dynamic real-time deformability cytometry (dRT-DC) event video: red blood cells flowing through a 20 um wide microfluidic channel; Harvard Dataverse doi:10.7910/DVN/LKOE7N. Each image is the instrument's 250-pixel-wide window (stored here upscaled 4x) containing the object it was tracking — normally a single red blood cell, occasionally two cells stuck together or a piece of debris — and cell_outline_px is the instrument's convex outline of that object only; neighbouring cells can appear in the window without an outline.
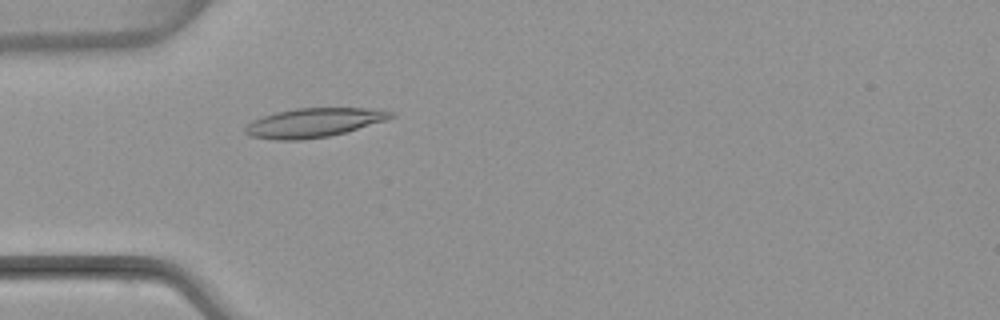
{"species": "common noctule bat (a hibernating species)", "species_latin": "Nyctalus noctula", "temperature_condition": "warm", "stored_images_in_passage": 4, "camera_frame_rate_fps": 3000, "um_per_image_px": 0.085, "animal": {"sex": "female", "body_mass_g": 22.7, "forearm_length_mm": 54.2}, "frame": {"image": 1, "passage_image": 4, "time_ms": 5.0, "image_size_px": [1000, 320], "cell_outline_px": [[396, 116], [384, 120], [344, 132], [328, 136], [300, 140], [276, 140], [248, 136], [244, 132], [244, 128], [252, 120], [276, 112], [296, 108], [380, 108], [392, 112]], "centroid_in_image_um": [26.64, 10.42], "position_along_channel_um": 58.4, "area_um2": 24.57}}